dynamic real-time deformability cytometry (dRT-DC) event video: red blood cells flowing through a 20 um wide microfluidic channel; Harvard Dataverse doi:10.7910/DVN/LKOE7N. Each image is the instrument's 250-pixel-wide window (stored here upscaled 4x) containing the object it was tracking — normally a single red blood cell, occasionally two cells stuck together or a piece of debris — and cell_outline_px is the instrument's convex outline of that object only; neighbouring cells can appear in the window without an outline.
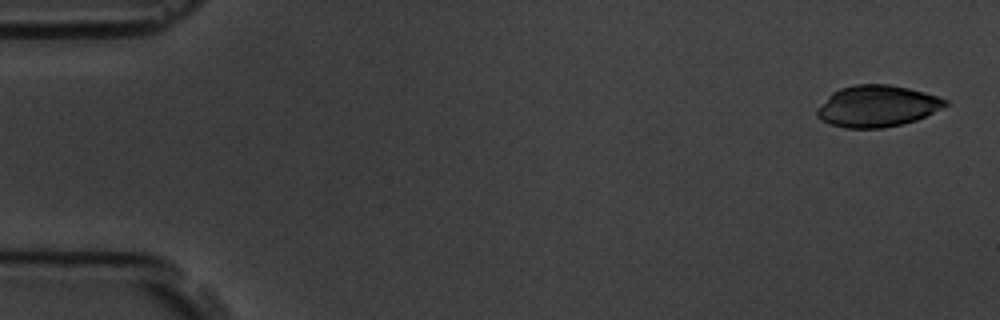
{"species": "common noctule bat (a hibernating species)", "species_latin": "Nyctalus noctula", "temperature_condition": "room temperature", "stored_images_in_passage": 5, "camera_frame_rate_fps": 3000, "um_per_image_px": 0.085, "animal": {"sex": "male", "body_mass_g": 19.5, "forearm_length_mm": 54.6}, "frame": {"image": 1, "passage_image": 1, "time_ms": 0.0, "image_size_px": [1000, 320], "cell_outline_px": [[948, 104], [916, 120], [900, 124], [880, 128], [844, 128], [820, 120], [816, 116], [816, 108], [832, 92], [840, 88], [856, 84], [888, 84], [908, 88], [924, 92], [948, 100]], "centroid_in_image_um": [74.5, 9.01], "position_along_channel_um": 10.5, "area_um2": 30.81}}